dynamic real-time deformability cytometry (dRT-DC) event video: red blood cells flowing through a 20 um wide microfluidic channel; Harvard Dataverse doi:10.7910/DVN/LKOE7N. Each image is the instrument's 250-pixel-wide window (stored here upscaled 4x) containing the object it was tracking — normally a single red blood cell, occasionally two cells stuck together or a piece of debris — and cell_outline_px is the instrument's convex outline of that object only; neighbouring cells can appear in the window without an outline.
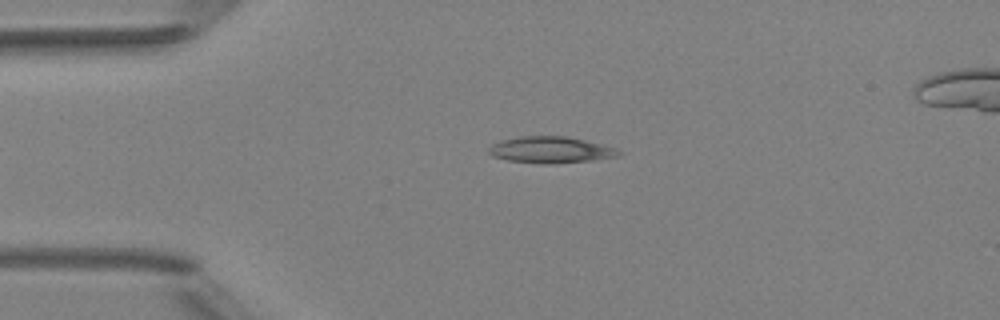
{"species": "Egyptian fruit bat (a non-hibernating species)", "species_latin": "Rousettus aegyptiacus", "temperature_condition": "room temperature", "stored_images_in_passage": 5, "camera_frame_rate_fps": 3000, "um_per_image_px": 0.085, "animal": {"sex": "female"}, "frame": {"image": 1, "passage_image": 3, "time_ms": 2.333, "image_size_px": [1000, 320], "cell_outline_px": [[624, 152], [620, 156], [592, 160], [552, 164], [544, 164], [508, 160], [492, 156], [488, 152], [488, 148], [492, 144], [500, 140], [520, 136], [568, 136], [616, 148]], "centroid_in_image_um": [46.81, 12.74], "position_along_channel_um": 38.2, "area_um2": 20.11}}